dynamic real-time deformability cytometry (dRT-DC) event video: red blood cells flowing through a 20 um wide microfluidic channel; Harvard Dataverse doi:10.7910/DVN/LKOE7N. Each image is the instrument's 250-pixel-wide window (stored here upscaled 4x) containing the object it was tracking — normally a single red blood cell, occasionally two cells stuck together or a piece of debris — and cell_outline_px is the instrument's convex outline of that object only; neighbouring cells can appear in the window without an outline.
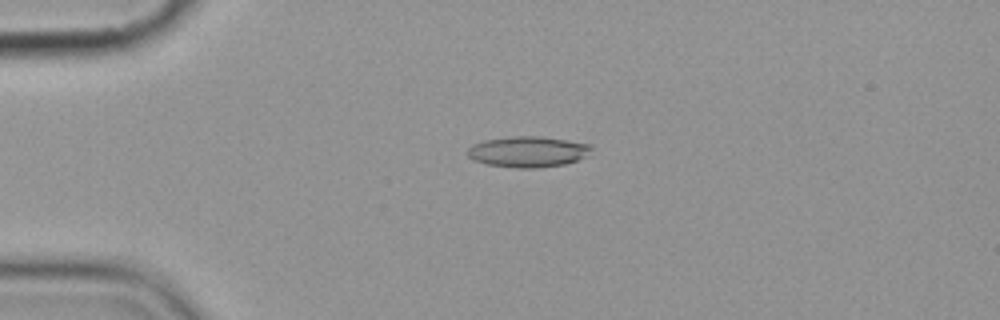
{"species": "common noctule bat (a hibernating species)", "species_latin": "Nyctalus noctula", "temperature_condition": "cold", "stored_images_in_passage": 4, "camera_frame_rate_fps": 3000, "um_per_image_px": 0.085, "animal": {"sex": "female", "body_mass_g": 19.9}, "frame": {"image": 1, "passage_image": 2, "time_ms": 1.0, "image_size_px": [1000, 320], "cell_outline_px": [[592, 148], [584, 156], [576, 160], [564, 164], [532, 168], [516, 168], [488, 164], [472, 160], [468, 156], [468, 148], [472, 144], [484, 140], [512, 136], [540, 136], [592, 144]], "centroid_in_image_um": [44.83, 12.88], "position_along_channel_um": 40.2, "area_um2": 22.08}}
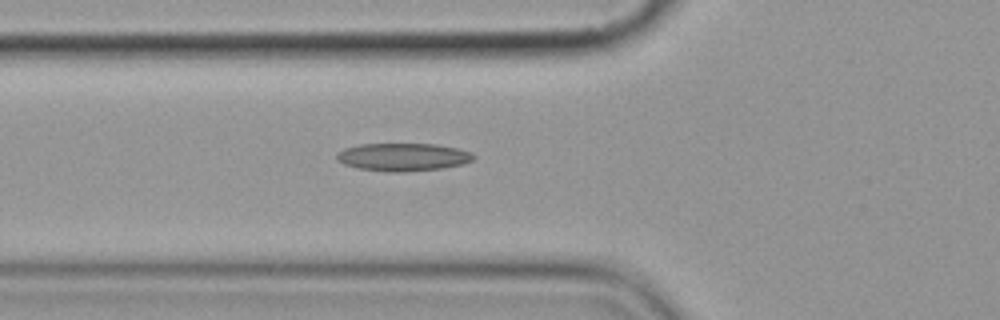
{"frame": {"image": 2, "passage_image": 4, "time_ms": 3.333, "image_size_px": [1000, 320], "cell_outline_px": [[476, 156], [472, 160], [464, 164], [440, 168], [404, 172], [388, 172], [356, 168], [344, 164], [336, 160], [336, 152], [344, 148], [360, 144], [436, 144], [456, 148], [472, 152]], "centroid_in_image_um": [34.22, 13.35], "position_along_channel_um": 91.6, "area_um2": 22.37}}